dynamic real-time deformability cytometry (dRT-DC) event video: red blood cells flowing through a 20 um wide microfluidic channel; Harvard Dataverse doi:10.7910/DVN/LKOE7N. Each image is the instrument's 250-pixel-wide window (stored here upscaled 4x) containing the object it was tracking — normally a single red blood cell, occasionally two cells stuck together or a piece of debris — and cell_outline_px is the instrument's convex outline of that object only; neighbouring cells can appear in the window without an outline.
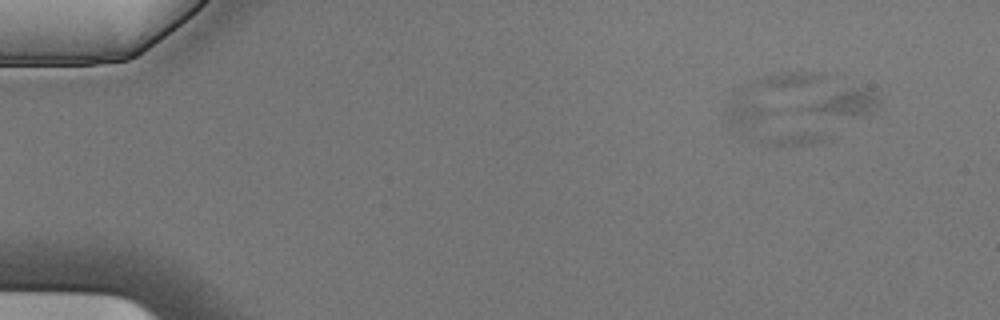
{"species": "Egyptian fruit bat (a non-hibernating species)", "species_latin": "Rousettus aegyptiacus", "temperature_condition": "cold", "stored_images_in_passage": 4, "camera_frame_rate_fps": 3000, "um_per_image_px": 0.085, "animal": {"sex": "male"}, "frame": {"image": 1, "passage_image": 2, "time_ms": 0.333, "image_size_px": [1000, 320], "cell_outline_px": [[824, 140], [808, 144], [784, 148], [764, 144], [748, 140], [728, 120], [728, 112], [732, 104], [756, 104], [816, 132], [824, 136]], "centroid_in_image_um": [65.44, 10.81], "position_along_channel_um": 19.6, "area_um2": 17.98}}